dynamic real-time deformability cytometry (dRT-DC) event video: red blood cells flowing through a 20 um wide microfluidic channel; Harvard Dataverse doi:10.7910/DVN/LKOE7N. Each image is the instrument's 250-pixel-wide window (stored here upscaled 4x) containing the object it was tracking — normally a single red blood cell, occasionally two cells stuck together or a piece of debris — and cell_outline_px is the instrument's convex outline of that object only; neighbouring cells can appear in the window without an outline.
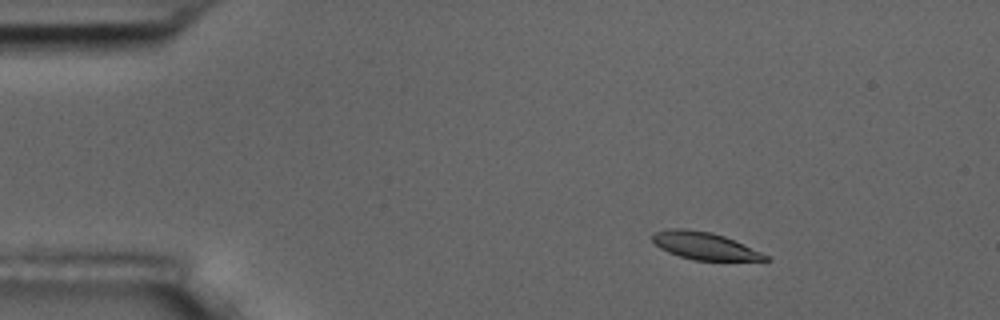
{"species": "common noctule bat (a hibernating species)", "species_latin": "Nyctalus noctula", "temperature_condition": "room temperature", "stored_images_in_passage": 5, "camera_frame_rate_fps": 3000, "um_per_image_px": 0.085, "animal": {"sex": "male", "body_mass_g": 17.5, "forearm_length_mm": 52.3}, "frame": {"image": 1, "passage_image": 3, "time_ms": 2.333, "image_size_px": [1000, 320], "cell_outline_px": [[772, 260], [696, 260], [680, 256], [668, 252], [660, 248], [652, 240], [652, 236], [656, 232], [668, 228], [684, 228], [712, 232], [724, 236], [760, 252], [768, 256]], "centroid_in_image_um": [59.85, 20.88], "position_along_channel_um": 25.2, "area_um2": 17.69}}